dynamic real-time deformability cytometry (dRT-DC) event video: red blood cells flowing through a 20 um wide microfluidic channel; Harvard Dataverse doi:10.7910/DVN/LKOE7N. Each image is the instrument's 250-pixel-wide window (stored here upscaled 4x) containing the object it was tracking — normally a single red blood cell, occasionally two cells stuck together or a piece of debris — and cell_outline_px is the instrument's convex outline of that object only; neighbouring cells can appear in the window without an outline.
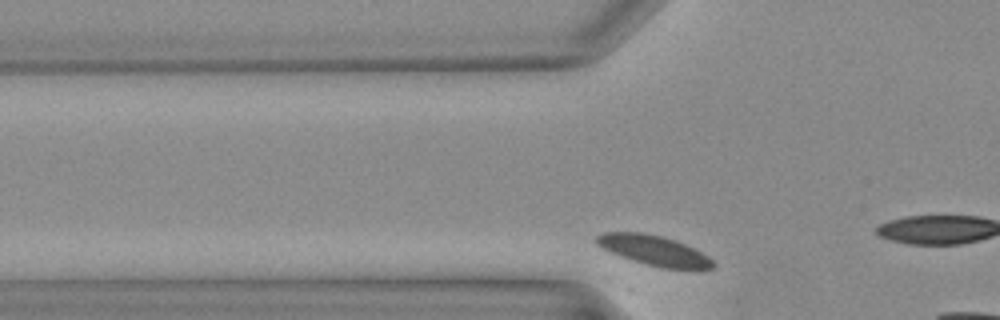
{"species": "Egyptian fruit bat (a non-hibernating species)", "species_latin": "Rousettus aegyptiacus", "temperature_condition": "warm", "stored_images_in_passage": 16, "camera_frame_rate_fps": 3000, "um_per_image_px": 0.085, "animal": {"sex": "female"}, "frame": {"image": 1, "passage_image": 5, "time_ms": 1.333, "image_size_px": [1000, 320], "cell_outline_px": [[716, 264], [712, 268], [692, 272], [660, 268], [612, 252], [596, 244], [596, 236], [604, 232], [644, 232], [664, 236], [676, 240], [708, 256]], "centroid_in_image_um": [55.7, 21.31], "position_along_channel_um": 70.1, "area_um2": 20.58}}